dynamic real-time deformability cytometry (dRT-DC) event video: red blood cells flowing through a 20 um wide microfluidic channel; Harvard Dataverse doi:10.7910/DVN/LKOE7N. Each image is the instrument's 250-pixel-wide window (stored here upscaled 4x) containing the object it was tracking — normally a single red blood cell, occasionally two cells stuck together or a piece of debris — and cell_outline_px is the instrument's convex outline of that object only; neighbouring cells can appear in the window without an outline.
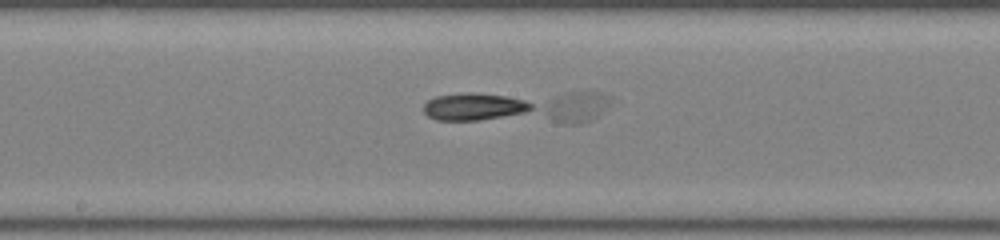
{"species": "common noctule bat (a hibernating species)", "species_latin": "Nyctalus noctula", "temperature_condition": "room temperature", "stored_images_in_passage": 44, "segment_of_instrument_passage": [3, 3], "camera_frame_rate_fps": 3000, "um_per_image_px": 0.085, "animal": {"sex": "female", "body_mass_g": 22.0, "forearm_length_mm": 56.7}, "frame": {"image": 1, "passage_image": 22, "time_ms": 7.0, "image_size_px": [1000, 240], "cell_outline_px": [[612, 96], [604, 108], [592, 120], [580, 124], [564, 124], [556, 120], [540, 108], [544, 104], [556, 96], [564, 92], [604, 92]], "centroid_in_image_um": [48.99, 9.06], "position_along_channel_um": 199.2, "area_um2": 11.73}}
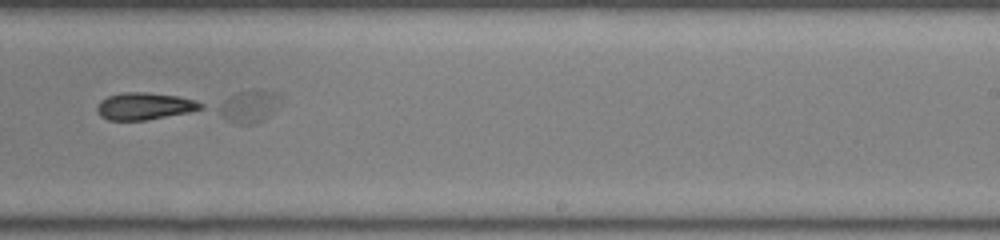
{"frame": {"image": 2, "passage_image": 27, "time_ms": 8.667, "image_size_px": [1000, 240], "cell_outline_px": [[204, 108], [188, 112], [144, 120], [108, 120], [100, 116], [96, 108], [100, 100], [108, 96], [124, 92], [144, 92], [180, 96], [196, 100], [204, 104]], "centroid_in_image_um": [12.29, 9.01], "position_along_channel_um": 276.7, "area_um2": 16.36}}
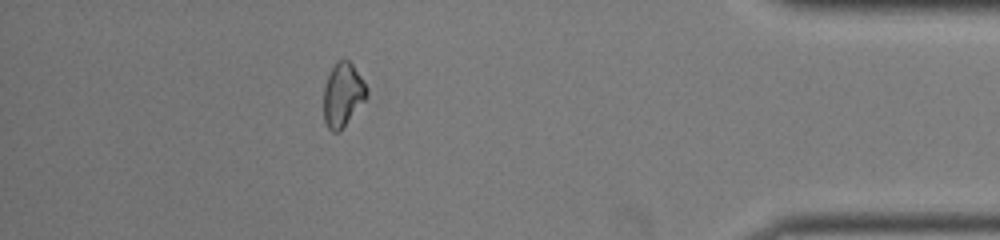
{"frame": {"image": 3, "passage_image": 39, "time_ms": 12.667, "image_size_px": [1000, 240], "cell_outline_px": [[368, 96], [340, 132], [332, 132], [328, 128], [324, 120], [324, 88], [328, 76], [332, 68], [340, 60], [348, 60], [352, 64], [368, 88]], "centroid_in_image_um": [29.15, 8.1], "position_along_channel_um": 406.1, "area_um2": 15.84}}